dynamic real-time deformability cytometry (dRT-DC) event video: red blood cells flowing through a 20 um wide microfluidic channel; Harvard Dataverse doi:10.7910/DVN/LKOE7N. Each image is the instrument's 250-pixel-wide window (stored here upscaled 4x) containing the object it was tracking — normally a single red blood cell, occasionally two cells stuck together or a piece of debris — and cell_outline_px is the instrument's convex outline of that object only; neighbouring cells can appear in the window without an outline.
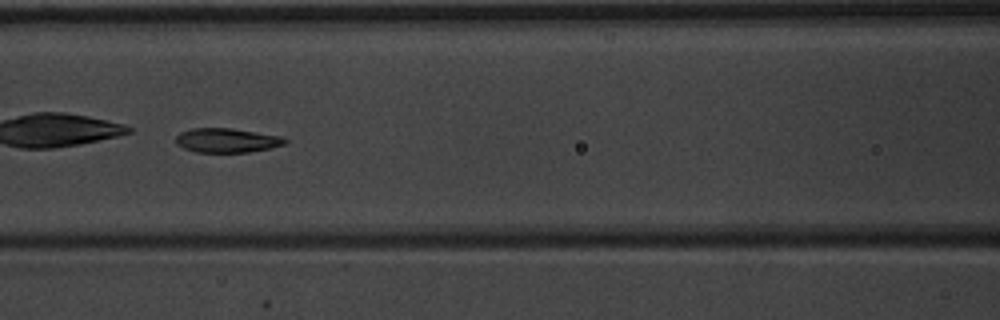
{"species": "common noctule bat (a hibernating species)", "species_latin": "Nyctalus noctula", "temperature_condition": "warm", "stored_images_in_passage": 49, "camera_frame_rate_fps": 3000, "um_per_image_px": 0.085, "animal": {"sex": "male", "body_mass_g": 20.1, "forearm_length_mm": 53.5}, "frame": {"image": 1, "passage_image": 21, "time_ms": 6.667, "image_size_px": [1000, 320], "cell_outline_px": [[288, 140], [284, 144], [268, 148], [248, 152], [196, 152], [184, 148], [176, 144], [176, 136], [180, 132], [192, 128], [232, 128], [284, 136]], "centroid_in_image_um": [19.28, 11.92], "position_along_channel_um": 147.3, "area_um2": 15.49}, "authors_computed_cell_mechanics": {"area_um2": 16.9932, "velocity_mm_per_s": 3.9285, "shape_relaxation_time_tau1_ms": 1.8134, "shape_relaxation_time_tau2_ms": 2.3482, "deformation_change_tau1": 0.2436, "deformation_change_tau2": 0.0517}}